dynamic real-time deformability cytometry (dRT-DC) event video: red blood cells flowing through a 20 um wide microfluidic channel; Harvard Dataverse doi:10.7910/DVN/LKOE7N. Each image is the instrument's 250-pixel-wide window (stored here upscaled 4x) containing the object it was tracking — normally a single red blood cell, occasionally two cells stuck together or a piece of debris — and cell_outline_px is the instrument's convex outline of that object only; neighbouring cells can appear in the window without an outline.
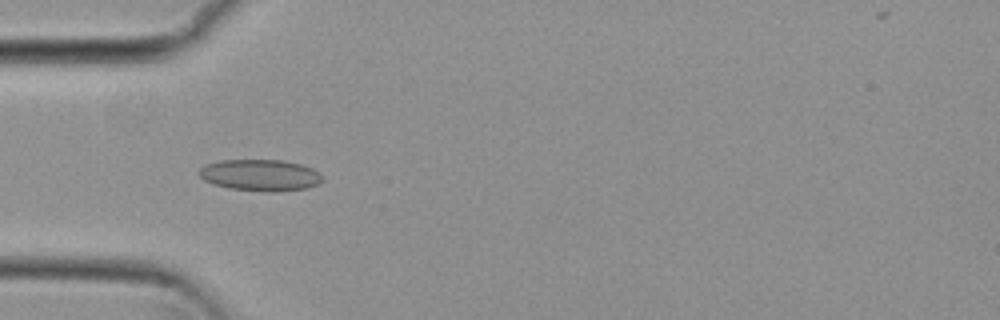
{"species": "common noctule bat (a hibernating species)", "species_latin": "Nyctalus noctula", "temperature_condition": "cold", "stored_images_in_passage": 54, "camera_frame_rate_fps": 3000, "um_per_image_px": 0.085, "animal": {"sex": "female", "body_mass_g": 29.2, "forearm_length_mm": 56.3}, "frame": {"image": 1, "passage_image": 17, "time_ms": 5.333, "image_size_px": [1000, 320], "cell_outline_px": [[324, 180], [320, 184], [308, 188], [272, 192], [268, 192], [228, 188], [212, 184], [204, 180], [196, 172], [204, 164], [220, 160], [280, 160], [300, 164], [312, 168], [320, 172]], "centroid_in_image_um": [22.12, 14.89], "position_along_channel_um": 62.9, "area_um2": 22.95}}
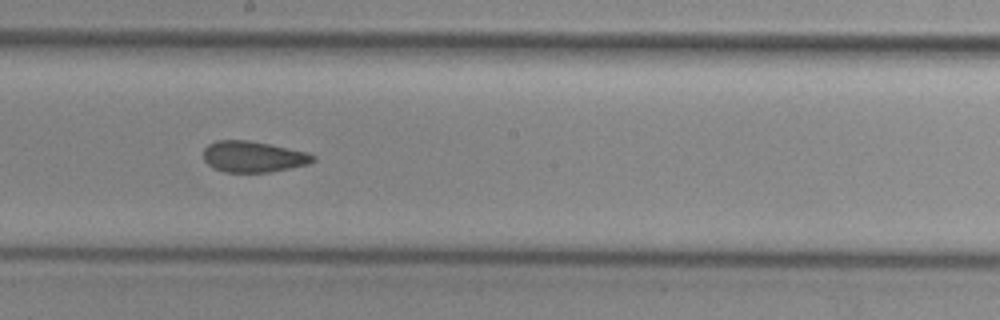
{"frame": {"image": 2, "passage_image": 30, "time_ms": 9.667, "image_size_px": [1000, 320], "cell_outline_px": [[316, 160], [308, 164], [268, 172], [224, 172], [212, 168], [204, 160], [204, 148], [208, 144], [216, 140], [248, 140], [308, 152], [316, 156]], "centroid_in_image_um": [21.51, 13.31], "position_along_channel_um": 226.7, "area_um2": 19.83}}
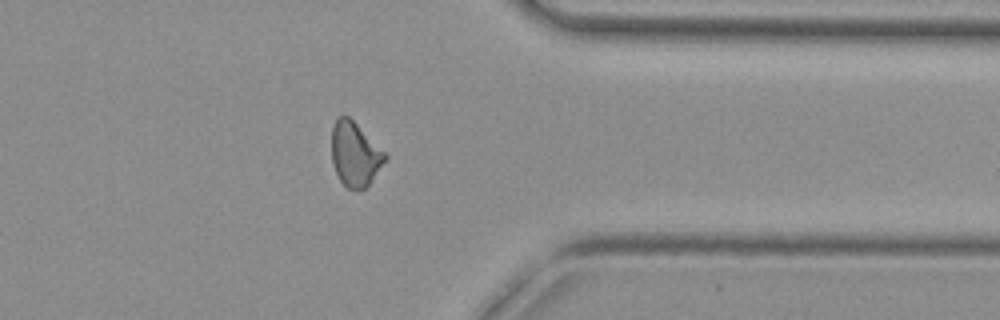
{"frame": {"image": 3, "passage_image": 43, "time_ms": 14.0, "image_size_px": [1000, 320], "cell_outline_px": [[388, 160], [368, 184], [364, 188], [348, 188], [340, 180], [332, 164], [332, 124], [336, 116], [348, 116], [388, 156]], "centroid_in_image_um": [30.16, 13.09], "position_along_channel_um": 381.2, "area_um2": 19.71}, "authors_computed_cell_mechanics": {"area_um2": 20.808, "velocity_mm_per_s": 3.8181, "shape_relaxation_time_tau1_ms": null, "shape_relaxation_time_tau2_ms": 2.251, "deformation_change_tau1": null, "deformation_change_tau2": 0.0898}}